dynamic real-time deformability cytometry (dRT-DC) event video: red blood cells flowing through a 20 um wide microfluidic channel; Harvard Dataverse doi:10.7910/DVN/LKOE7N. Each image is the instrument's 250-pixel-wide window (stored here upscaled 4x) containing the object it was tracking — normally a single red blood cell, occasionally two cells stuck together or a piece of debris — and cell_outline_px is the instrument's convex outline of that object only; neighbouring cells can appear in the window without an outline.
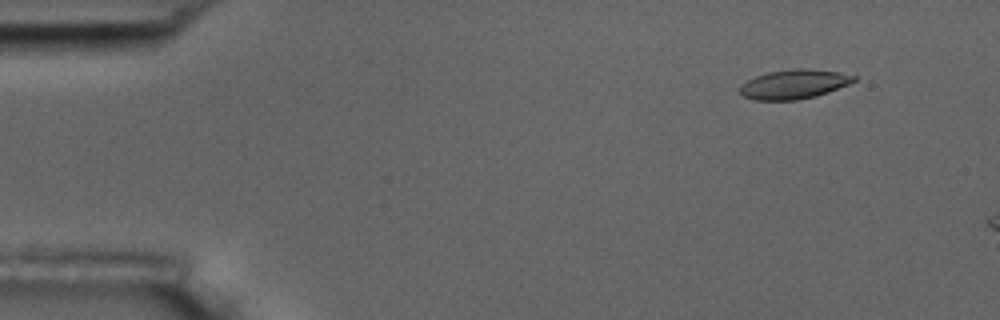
{"species": "common noctule bat (a hibernating species)", "species_latin": "Nyctalus noctula", "temperature_condition": "room temperature", "stored_images_in_passage": 5, "camera_frame_rate_fps": 3000, "um_per_image_px": 0.085, "animal": {"sex": "male", "body_mass_g": 17.5, "forearm_length_mm": 52.3}, "frame": {"image": 1, "passage_image": 2, "time_ms": 1.333, "image_size_px": [1000, 320], "cell_outline_px": [[856, 80], [848, 84], [828, 92], [816, 96], [796, 100], [756, 100], [744, 96], [740, 92], [740, 88], [748, 80], [756, 76], [768, 72], [796, 68], [808, 68], [836, 72], [856, 76]], "centroid_in_image_um": [67.5, 7.16], "position_along_channel_um": 17.5, "area_um2": 19.19}}